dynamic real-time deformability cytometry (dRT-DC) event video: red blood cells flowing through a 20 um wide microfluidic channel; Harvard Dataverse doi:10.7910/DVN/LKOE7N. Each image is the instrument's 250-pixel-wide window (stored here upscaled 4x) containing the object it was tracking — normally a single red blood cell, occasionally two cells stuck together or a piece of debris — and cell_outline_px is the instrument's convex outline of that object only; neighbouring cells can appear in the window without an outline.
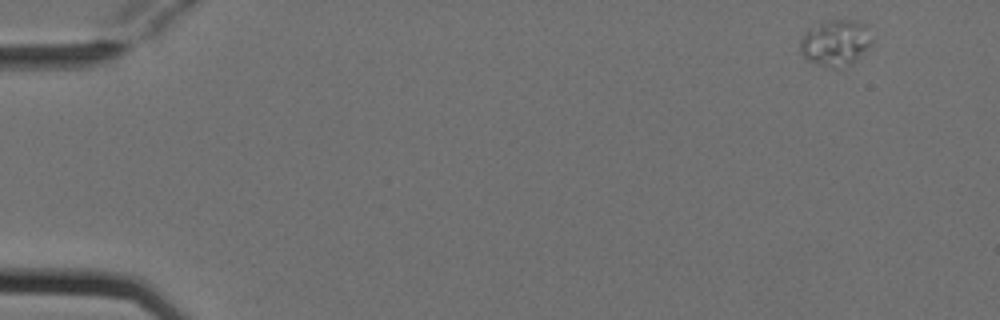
{"species": "Egyptian fruit bat (a non-hibernating species)", "species_latin": "Rousettus aegyptiacus", "temperature_condition": "cold", "stored_images_in_passage": 2, "camera_frame_rate_fps": 3000, "um_per_image_px": 0.085, "animal": {"sex": "female"}, "frame": {"image": 1, "passage_image": 1, "time_ms": 0.0, "image_size_px": [1000, 320], "cell_outline_px": [[872, 40], [868, 48], [856, 60], [836, 68], [828, 68], [816, 64], [808, 60], [800, 52], [800, 40], [804, 32], [808, 28], [828, 20], [856, 20], [864, 24]], "centroid_in_image_um": [70.98, 3.63], "position_along_channel_um": 14.0, "area_um2": 19.13}}